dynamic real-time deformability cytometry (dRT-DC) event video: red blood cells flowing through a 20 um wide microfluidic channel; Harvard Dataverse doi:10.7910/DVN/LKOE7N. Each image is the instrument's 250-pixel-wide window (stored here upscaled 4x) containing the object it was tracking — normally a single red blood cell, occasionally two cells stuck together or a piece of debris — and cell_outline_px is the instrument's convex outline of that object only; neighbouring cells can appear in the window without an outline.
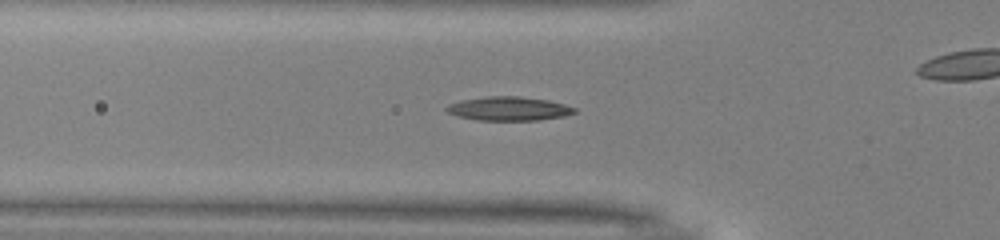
{"species": "common noctule bat (a hibernating species)", "species_latin": "Nyctalus noctula", "temperature_condition": "warm", "stored_images_in_passage": 50, "camera_frame_rate_fps": 3000, "um_per_image_px": 0.085, "animal": {"sex": "male", "body_mass_g": 13.0, "forearm_length_mm": 53.1}, "frame": {"image": 1, "passage_image": 16, "time_ms": 5.0, "image_size_px": [1000, 240], "cell_outline_px": [[576, 112], [564, 116], [540, 120], [476, 120], [456, 116], [448, 112], [444, 108], [448, 104], [460, 100], [488, 96], [516, 96], [548, 100], [564, 104], [576, 108]], "centroid_in_image_um": [43.22, 9.24], "position_along_channel_um": 82.6, "area_um2": 17.86}}
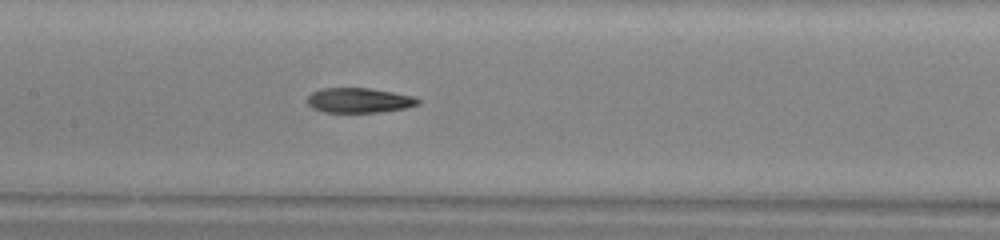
{"frame": {"image": 2, "passage_image": 23, "time_ms": 7.333, "image_size_px": [1000, 240], "cell_outline_px": [[420, 104], [404, 108], [376, 112], [324, 112], [312, 108], [308, 104], [308, 96], [312, 92], [320, 88], [368, 88], [416, 96], [420, 100]], "centroid_in_image_um": [30.52, 8.52], "position_along_channel_um": 176.9, "area_um2": 16.01}}
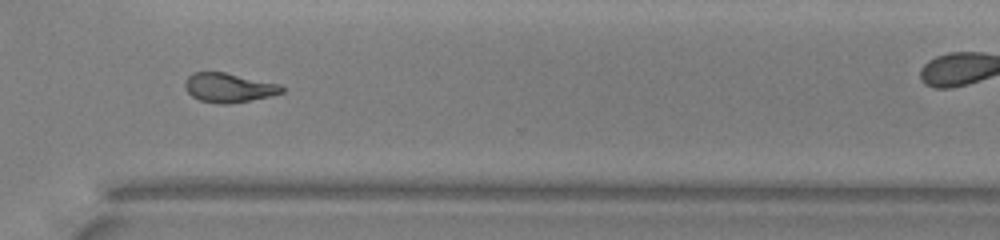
{"frame": {"image": 3, "passage_image": 36, "time_ms": 11.667, "image_size_px": [1000, 240], "cell_outline_px": [[284, 92], [272, 96], [252, 100], [228, 104], [216, 104], [200, 100], [192, 96], [184, 88], [184, 84], [188, 76], [196, 72], [224, 72], [280, 84], [284, 88]], "centroid_in_image_um": [19.46, 7.46], "position_along_channel_um": 351.1, "area_um2": 16.59}, "authors_computed_cell_mechanics": {"area_um2": 16.6753, "velocity_mm_per_s": 4.02, "shape_relaxation_time_tau1_ms": 8.9728, "shape_relaxation_time_tau2_ms": 2.4857, "deformation_change_tau1": 0.2494, "deformation_change_tau2": 0.0966}}